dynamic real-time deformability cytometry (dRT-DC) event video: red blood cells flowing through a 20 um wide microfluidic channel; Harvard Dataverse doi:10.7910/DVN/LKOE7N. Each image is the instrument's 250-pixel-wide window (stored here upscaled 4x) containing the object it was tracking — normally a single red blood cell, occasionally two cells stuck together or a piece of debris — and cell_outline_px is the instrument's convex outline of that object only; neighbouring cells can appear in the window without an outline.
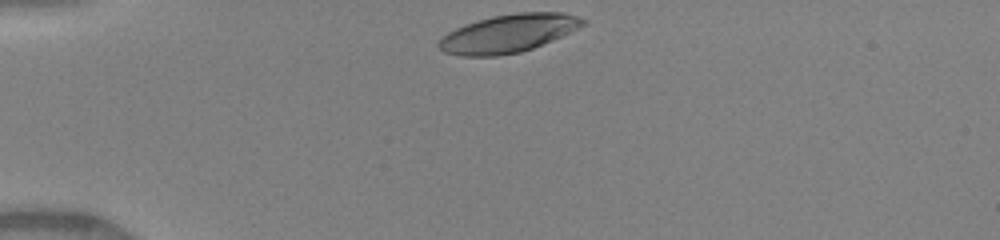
{"species": "human", "species_latin": "Homo sapiens", "temperature_condition": "warm", "stored_images_in_passage": 32, "camera_frame_rate_fps": 3000, "um_per_image_px": 0.085, "donor": {"sex": "female"}, "frame": {"image": 1, "passage_image": 1, "time_ms": 0.0, "image_size_px": [1000, 240], "cell_outline_px": [[588, 20], [580, 28], [552, 40], [532, 48], [520, 52], [496, 56], [460, 56], [444, 52], [436, 44], [448, 32], [464, 24], [476, 20], [492, 16], [516, 12], [564, 12]], "centroid_in_image_um": [43.21, 2.83], "position_along_channel_um": 41.8, "area_um2": 32.02}}
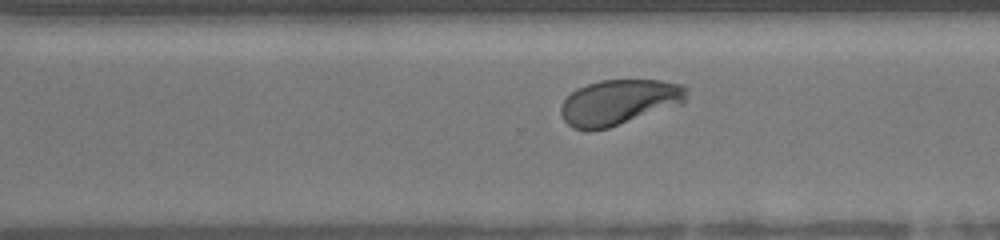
{"frame": {"image": 2, "passage_image": 24, "time_ms": 7.667, "image_size_px": [1000, 240], "cell_outline_px": [[688, 88], [684, 100], [680, 104], [608, 128], [588, 132], [572, 128], [564, 120], [560, 112], [560, 108], [564, 100], [572, 92], [588, 84], [600, 80], [660, 80], [684, 84]], "centroid_in_image_um": [52.59, 8.7], "position_along_channel_um": 318.0, "area_um2": 33.12}}
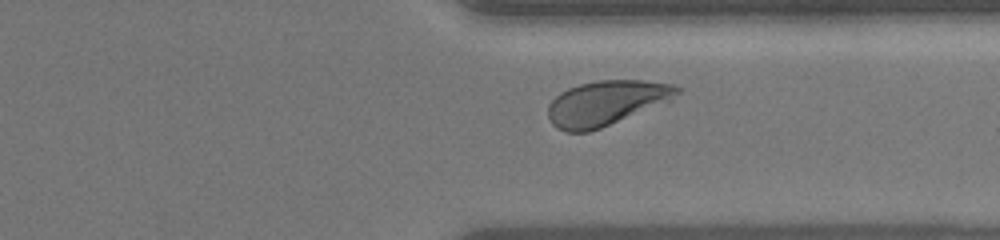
{"frame": {"image": 3, "passage_image": 27, "time_ms": 8.667, "image_size_px": [1000, 240], "cell_outline_px": [[680, 92], [668, 104], [600, 128], [588, 132], [564, 132], [556, 128], [552, 124], [548, 116], [548, 104], [560, 92], [568, 88], [580, 84], [600, 80], [644, 80], [672, 84], [680, 88]], "centroid_in_image_um": [51.57, 8.77], "position_along_channel_um": 359.8, "area_um2": 34.28}, "authors_computed_cell_mechanics": {"area_um2": 33.2061, "velocity_mm_per_s": 4.1226, "shape_relaxation_time_tau1_ms": 3.23, "shape_relaxation_time_tau2_ms": 0.752, "deformation_change_tau1": 0.177, "deformation_change_tau2": 0.0588}}